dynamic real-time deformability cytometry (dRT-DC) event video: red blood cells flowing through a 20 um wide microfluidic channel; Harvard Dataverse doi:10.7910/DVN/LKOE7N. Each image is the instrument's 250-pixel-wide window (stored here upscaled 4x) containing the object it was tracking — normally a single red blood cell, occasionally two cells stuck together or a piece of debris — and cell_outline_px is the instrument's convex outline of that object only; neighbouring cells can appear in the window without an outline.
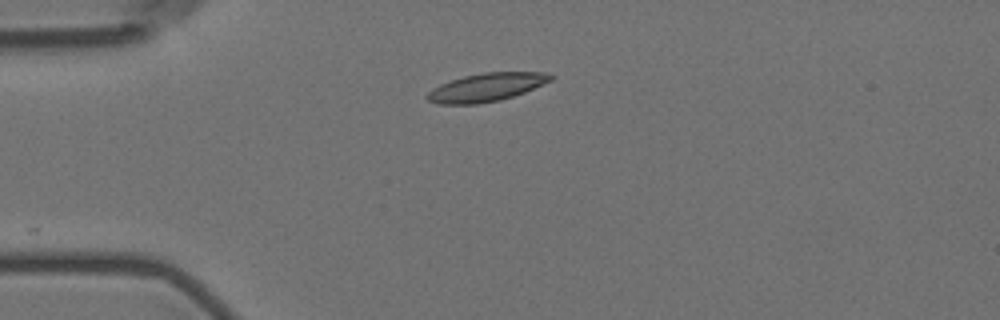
{"species": "Egyptian fruit bat (a non-hibernating species)", "species_latin": "Rousettus aegyptiacus", "temperature_condition": "room temperature", "stored_images_in_passage": 11, "camera_frame_rate_fps": 3000, "um_per_image_px": 0.085, "animal": {"sex": "female"}, "frame": {"image": 1, "passage_image": 3, "time_ms": 3.0, "image_size_px": [1000, 320], "cell_outline_px": [[552, 80], [524, 92], [500, 100], [476, 104], [436, 104], [428, 100], [424, 96], [432, 88], [440, 84], [464, 76], [484, 72], [544, 72], [552, 76]], "centroid_in_image_um": [41.29, 7.42], "position_along_channel_um": 43.7, "area_um2": 20.17}}
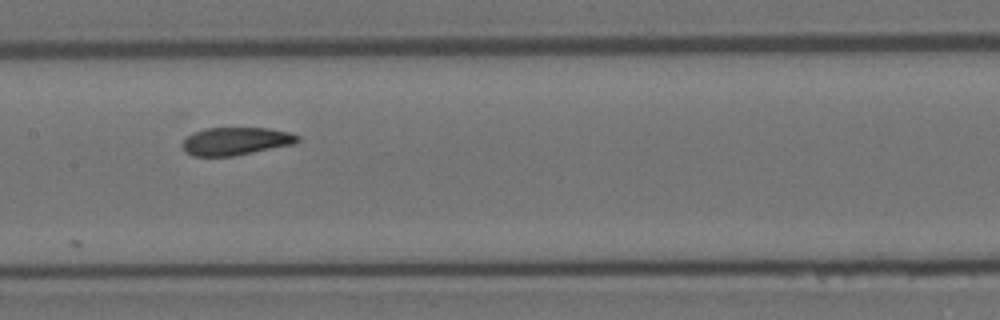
{"frame": {"image": 2, "passage_image": 7, "time_ms": 7.667, "image_size_px": [1000, 320], "cell_outline_px": [[300, 140], [296, 144], [232, 156], [192, 156], [184, 152], [184, 140], [188, 136], [204, 128], [268, 128], [288, 132], [300, 136]], "centroid_in_image_um": [20.08, 12.0], "position_along_channel_um": 187.3, "area_um2": 18.61}}
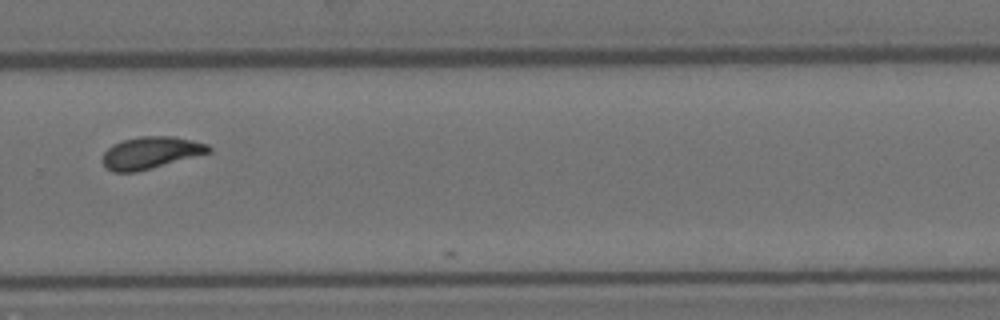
{"frame": {"image": 3, "passage_image": 10, "time_ms": 11.333, "image_size_px": [1000, 320], "cell_outline_px": [[212, 152], [136, 172], [112, 172], [104, 164], [104, 152], [112, 144], [124, 140], [140, 136], [172, 136], [192, 140], [208, 144], [212, 148]], "centroid_in_image_um": [12.84, 12.97], "position_along_channel_um": 317.0, "area_um2": 19.65}}